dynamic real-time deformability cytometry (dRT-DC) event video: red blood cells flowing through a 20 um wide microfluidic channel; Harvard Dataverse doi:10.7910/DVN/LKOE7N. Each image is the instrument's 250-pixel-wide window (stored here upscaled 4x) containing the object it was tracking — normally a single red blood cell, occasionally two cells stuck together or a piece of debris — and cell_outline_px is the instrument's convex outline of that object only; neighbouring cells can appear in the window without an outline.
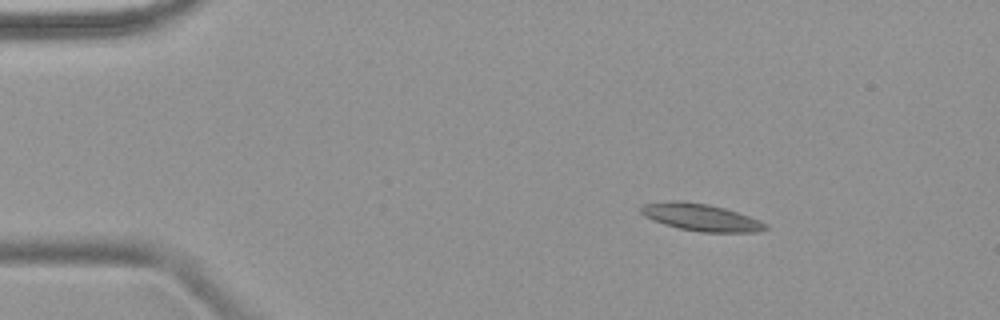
{"species": "common noctule bat (a hibernating species)", "species_latin": "Nyctalus noctula", "temperature_condition": "warm", "stored_images_in_passage": 3, "camera_frame_rate_fps": 3000, "um_per_image_px": 0.085, "animal": {"sex": "female", "body_mass_g": 18.4}, "frame": {"image": 1, "passage_image": 1, "time_ms": 0.0, "image_size_px": [1000, 320], "cell_outline_px": [[768, 228], [756, 232], [700, 232], [680, 228], [664, 224], [652, 220], [644, 216], [640, 212], [640, 208], [644, 204], [676, 200], [680, 200], [708, 204], [724, 208], [760, 220], [768, 224]], "centroid_in_image_um": [59.57, 18.47], "position_along_channel_um": 25.4, "area_um2": 19.59}}
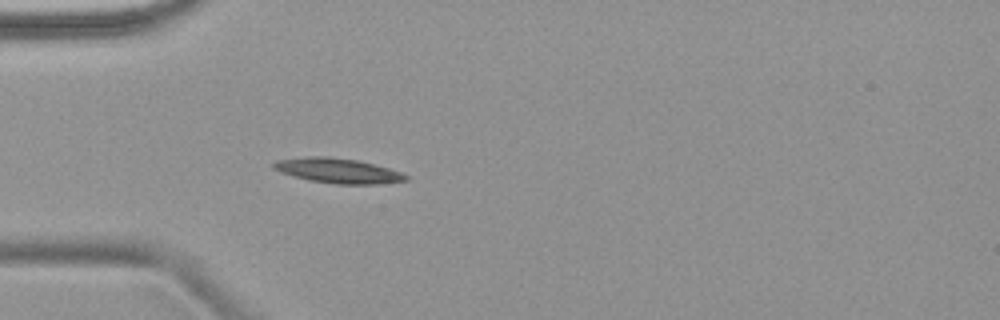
{"frame": {"image": 2, "passage_image": 3, "time_ms": 2.667, "image_size_px": [1000, 320], "cell_outline_px": [[408, 180], [380, 184], [336, 184], [308, 180], [280, 172], [272, 168], [272, 164], [276, 160], [308, 156], [328, 156], [356, 160], [388, 168], [400, 172], [408, 176]], "centroid_in_image_um": [28.69, 14.51], "position_along_channel_um": 56.3, "area_um2": 19.13}}